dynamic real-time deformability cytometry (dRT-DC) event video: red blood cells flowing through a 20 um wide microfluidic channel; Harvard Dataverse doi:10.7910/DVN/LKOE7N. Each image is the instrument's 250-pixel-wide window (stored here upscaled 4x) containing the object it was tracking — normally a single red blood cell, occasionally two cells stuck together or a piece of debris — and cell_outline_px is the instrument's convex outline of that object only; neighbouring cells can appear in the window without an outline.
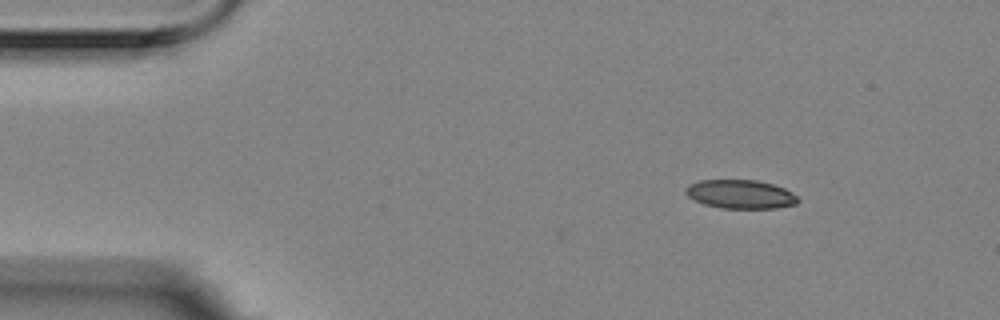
{"species": "Egyptian fruit bat (a non-hibernating species)", "species_latin": "Rousettus aegyptiacus", "temperature_condition": "room temperature", "stored_images_in_passage": 50, "camera_frame_rate_fps": 3000, "um_per_image_px": 0.085, "animal": {"sex": "female"}, "frame": {"image": 1, "passage_image": 1, "time_ms": 0.0, "image_size_px": [1000, 320], "cell_outline_px": [[800, 200], [796, 204], [776, 208], [724, 208], [704, 204], [688, 196], [684, 192], [684, 188], [688, 184], [700, 180], [756, 180], [772, 184], [784, 188], [792, 192]], "centroid_in_image_um": [62.93, 16.5], "position_along_channel_um": 22.1, "area_um2": 18.79}}
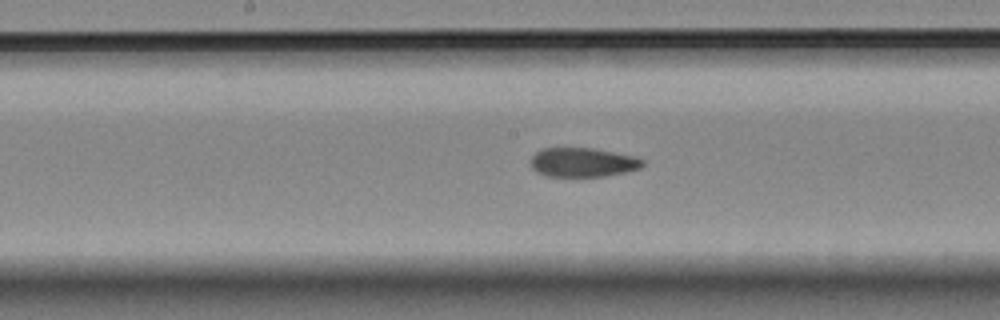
{"frame": {"image": 2, "passage_image": 22, "time_ms": 7.0, "image_size_px": [1000, 320], "cell_outline_px": [[644, 164], [640, 168], [624, 172], [604, 176], [544, 176], [536, 172], [532, 168], [532, 156], [536, 152], [544, 148], [596, 148], [636, 156], [644, 160]], "centroid_in_image_um": [49.56, 13.79], "position_along_channel_um": 198.6, "area_um2": 19.07}}
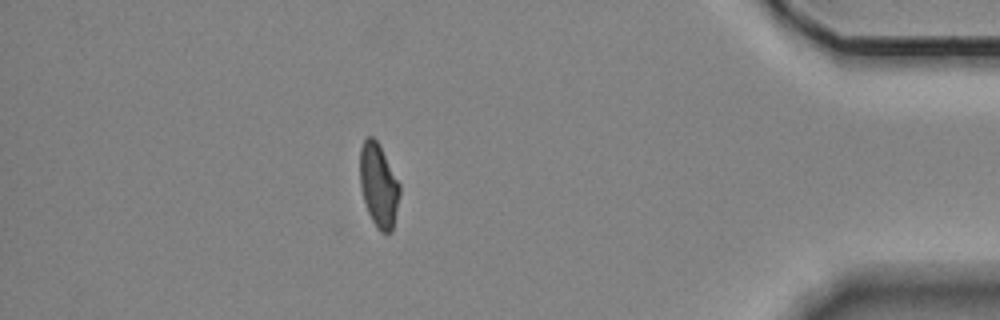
{"frame": {"image": 3, "passage_image": 43, "time_ms": 14.0, "image_size_px": [1000, 320], "cell_outline_px": [[400, 192], [392, 232], [380, 232], [376, 228], [368, 212], [364, 200], [360, 184], [360, 148], [364, 140], [368, 136], [372, 136], [380, 144], [400, 184]], "centroid_in_image_um": [32.18, 15.74], "position_along_channel_um": 403.0, "area_um2": 19.36}, "authors_computed_cell_mechanics": {"area_um2": 19.8254, "velocity_mm_per_s": 3.5346, "shape_relaxation_time_tau1_ms": null, "shape_relaxation_time_tau2_ms": 2.324, "deformation_change_tau1": null, "deformation_change_tau2": 0.0851}}